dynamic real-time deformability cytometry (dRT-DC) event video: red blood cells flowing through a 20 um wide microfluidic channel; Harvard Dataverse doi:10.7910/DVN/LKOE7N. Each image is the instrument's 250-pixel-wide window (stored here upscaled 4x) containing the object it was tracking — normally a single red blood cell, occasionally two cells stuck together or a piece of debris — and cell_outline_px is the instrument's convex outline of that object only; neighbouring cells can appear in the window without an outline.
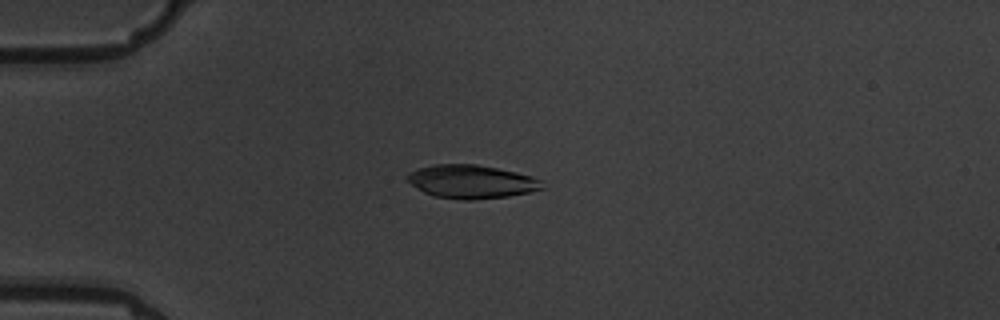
{"species": "common noctule bat (a hibernating species)", "species_latin": "Nyctalus noctula", "temperature_condition": "warm", "stored_images_in_passage": 9, "camera_frame_rate_fps": 3000, "um_per_image_px": 0.085, "animal": {"sex": "male", "body_mass_g": 19.5, "forearm_length_mm": 54.6}, "frame": {"image": 1, "passage_image": 3, "time_ms": 2.333, "image_size_px": [1000, 320], "cell_outline_px": [[544, 188], [528, 192], [508, 196], [472, 200], [464, 200], [436, 196], [424, 192], [412, 184], [404, 176], [408, 172], [420, 168], [436, 164], [476, 164], [516, 172], [532, 176], [544, 180]], "centroid_in_image_um": [40.1, 15.43], "position_along_channel_um": 44.9, "area_um2": 26.18}}
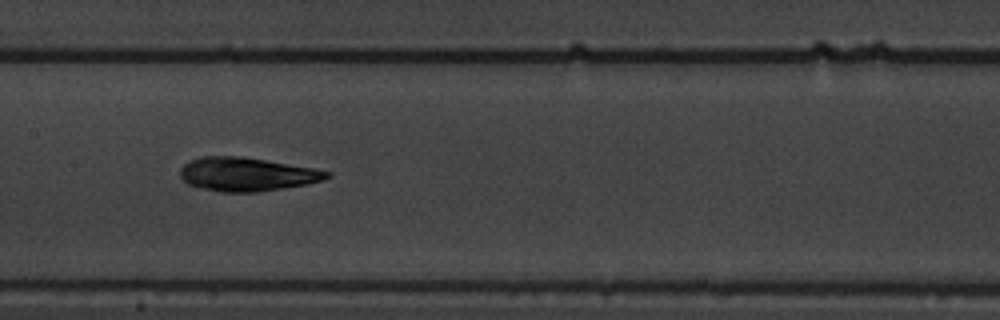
{"frame": {"image": 2, "passage_image": 7, "time_ms": 7.0, "image_size_px": [1000, 320], "cell_outline_px": [[332, 176], [324, 180], [308, 184], [256, 192], [220, 192], [196, 188], [188, 184], [180, 176], [180, 168], [184, 164], [192, 160], [204, 156], [244, 156], [316, 168], [332, 172]], "centroid_in_image_um": [21.01, 14.81], "position_along_channel_um": 186.4, "area_um2": 29.13}}
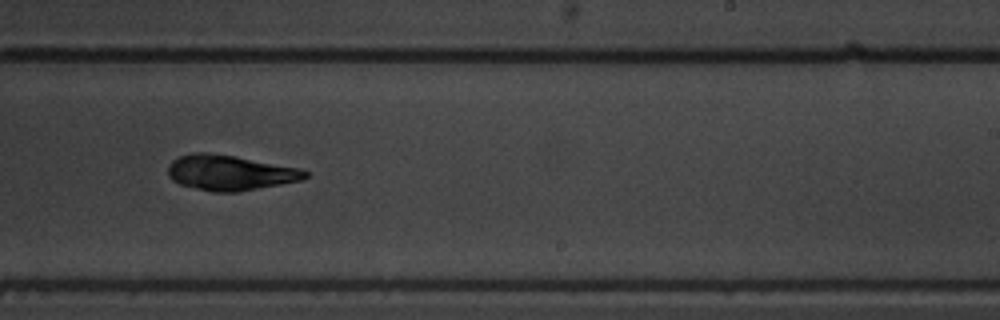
{"frame": {"image": 3, "passage_image": 9, "time_ms": 9.333, "image_size_px": [1000, 320], "cell_outline_px": [[308, 176], [300, 180], [280, 184], [236, 192], [212, 192], [180, 184], [172, 180], [168, 176], [168, 164], [172, 160], [180, 156], [192, 152], [208, 152], [236, 156], [300, 168], [308, 172]], "centroid_in_image_um": [19.51, 14.67], "position_along_channel_um": 269.5, "area_um2": 28.15}}